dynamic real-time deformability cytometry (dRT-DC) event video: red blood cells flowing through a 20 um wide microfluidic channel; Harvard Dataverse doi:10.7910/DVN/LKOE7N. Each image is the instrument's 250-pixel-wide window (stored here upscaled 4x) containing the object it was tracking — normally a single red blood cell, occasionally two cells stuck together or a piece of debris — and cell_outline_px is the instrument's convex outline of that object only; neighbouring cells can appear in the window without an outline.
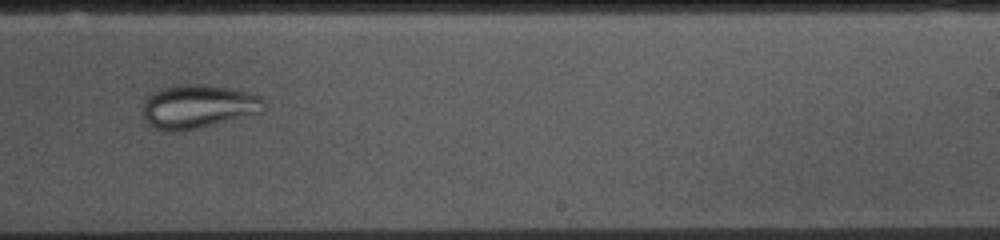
{"species": "common noctule bat (a hibernating species)", "species_latin": "Nyctalus noctula", "temperature_condition": "cold", "stored_images_in_passage": 50, "camera_frame_rate_fps": 3000, "um_per_image_px": 0.085, "animal": {"sex": "female", "body_mass_g": 10.0, "forearm_length_mm": 53.1}, "frame": {"image": 1, "passage_image": 29, "time_ms": 9.333, "image_size_px": [1000, 240], "cell_outline_px": [[264, 112], [200, 128], [176, 132], [168, 132], [156, 128], [148, 124], [144, 116], [144, 100], [152, 92], [176, 84], [200, 84], [228, 88], [260, 96], [264, 100]], "centroid_in_image_um": [16.83, 9.07], "position_along_channel_um": 272.2, "area_um2": 30.81}}
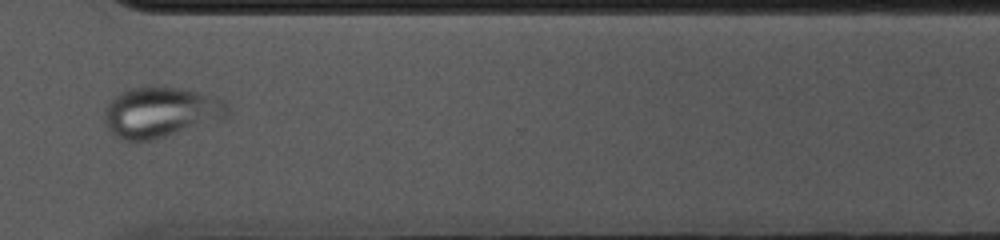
{"frame": {"image": 2, "passage_image": 36, "time_ms": 11.667, "image_size_px": [1000, 240], "cell_outline_px": [[228, 112], [224, 116], [152, 140], [124, 140], [116, 136], [104, 124], [104, 108], [120, 92], [132, 88], [184, 88], [224, 100], [228, 104]], "centroid_in_image_um": [13.58, 9.53], "position_along_channel_um": 357.0, "area_um2": 34.91}}